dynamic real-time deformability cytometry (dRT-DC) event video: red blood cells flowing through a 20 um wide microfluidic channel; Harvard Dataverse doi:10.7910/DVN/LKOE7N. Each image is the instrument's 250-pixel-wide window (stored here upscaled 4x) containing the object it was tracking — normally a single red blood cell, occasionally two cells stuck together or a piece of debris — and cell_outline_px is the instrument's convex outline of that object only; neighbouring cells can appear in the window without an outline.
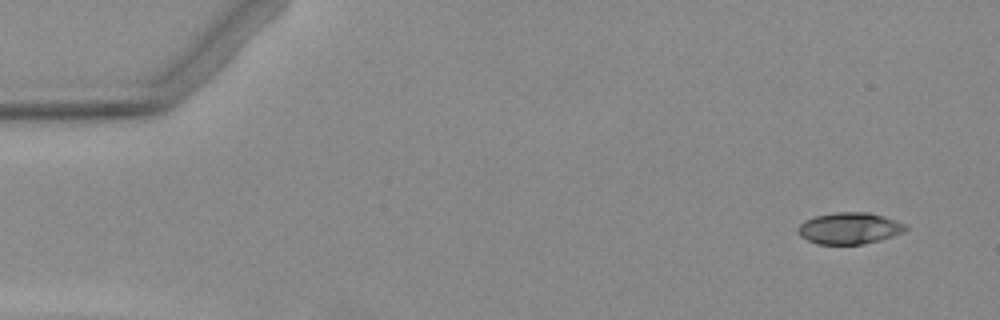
{"species": "Egyptian fruit bat (a non-hibernating species)", "species_latin": "Rousettus aegyptiacus", "temperature_condition": "warm", "stored_images_in_passage": 6, "camera_frame_rate_fps": 3000, "um_per_image_px": 0.085, "animal": {"sex": "female"}, "frame": {"image": 1, "passage_image": 1, "time_ms": 0.0, "image_size_px": [1000, 320], "cell_outline_px": [[908, 228], [904, 232], [880, 240], [864, 244], [816, 244], [800, 236], [796, 228], [804, 220], [816, 216], [836, 212], [868, 212], [884, 216], [908, 224]], "centroid_in_image_um": [72.22, 19.4], "position_along_channel_um": 12.8, "area_um2": 19.94}}
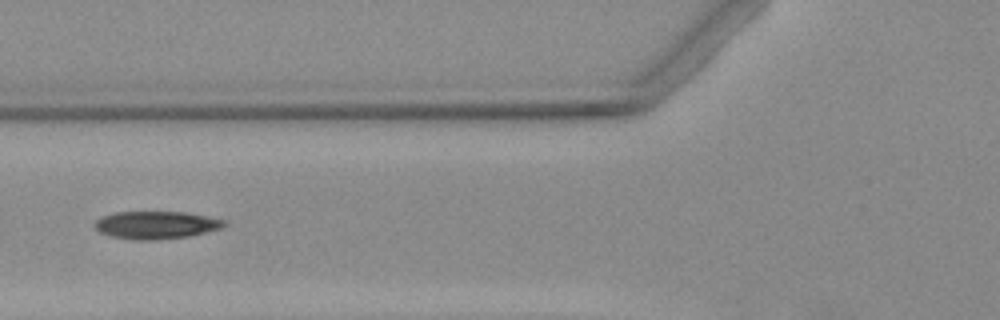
{"frame": {"image": 2, "passage_image": 5, "time_ms": 5.667, "image_size_px": [1000, 320], "cell_outline_px": [[228, 224], [224, 228], [192, 236], [156, 240], [132, 240], [112, 236], [100, 232], [92, 224], [96, 220], [104, 216], [116, 212], [184, 212], [224, 220]], "centroid_in_image_um": [13.3, 19.14], "position_along_channel_um": 112.5, "area_um2": 20.98}}
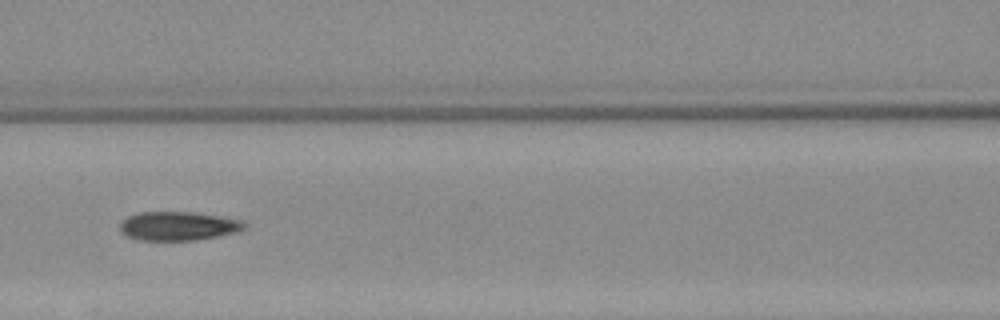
{"frame": {"image": 3, "passage_image": 6, "time_ms": 6.667, "image_size_px": [1000, 320], "cell_outline_px": [[248, 224], [244, 228], [236, 232], [216, 236], [192, 240], [140, 240], [128, 236], [120, 228], [120, 224], [128, 216], [140, 212], [192, 212], [220, 216], [240, 220]], "centroid_in_image_um": [15.16, 19.2], "position_along_channel_um": 151.4, "area_um2": 20.58}}